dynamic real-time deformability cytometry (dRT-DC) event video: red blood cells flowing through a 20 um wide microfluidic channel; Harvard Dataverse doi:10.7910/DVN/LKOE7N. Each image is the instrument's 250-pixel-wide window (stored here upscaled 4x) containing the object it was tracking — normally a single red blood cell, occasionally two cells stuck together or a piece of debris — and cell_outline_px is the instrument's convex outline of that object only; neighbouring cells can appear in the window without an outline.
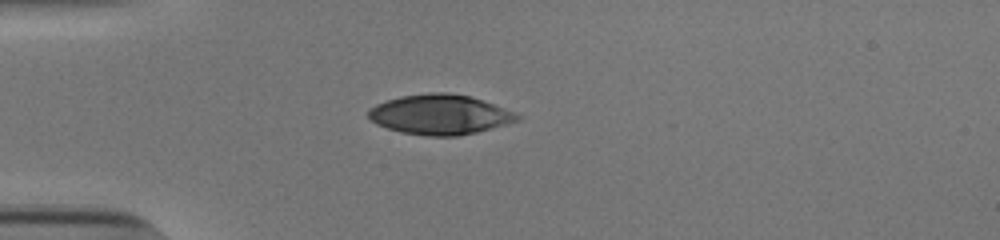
{"species": "human", "species_latin": "Homo sapiens", "temperature_condition": "cold", "stored_images_in_passage": 39, "camera_frame_rate_fps": 3000, "um_per_image_px": 0.085, "donor": {"sex": "male"}, "frame": {"image": 1, "passage_image": 1, "time_ms": 0.0, "image_size_px": [1000, 240], "cell_outline_px": [[520, 120], [492, 128], [476, 132], [456, 136], [428, 136], [400, 132], [376, 124], [368, 116], [368, 108], [376, 104], [400, 96], [432, 92], [448, 92], [472, 96], [516, 112], [520, 116]], "centroid_in_image_um": [37.4, 9.73], "position_along_channel_um": 47.6, "area_um2": 34.74}}
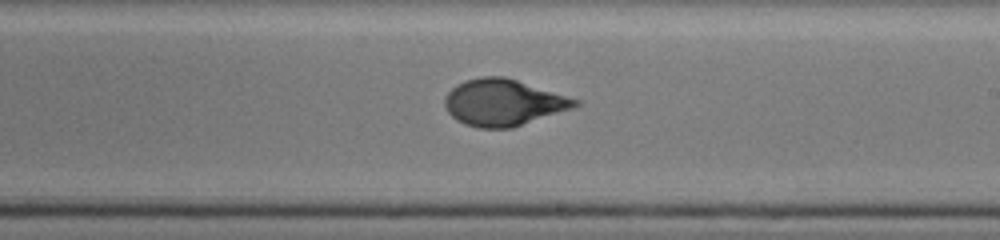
{"frame": {"image": 2, "passage_image": 18, "time_ms": 5.667, "image_size_px": [1000, 240], "cell_outline_px": [[580, 104], [572, 108], [512, 128], [476, 128], [464, 124], [456, 120], [448, 112], [444, 104], [444, 96], [456, 84], [464, 80], [480, 76], [504, 76], [580, 100]], "centroid_in_image_um": [42.74, 8.71], "position_along_channel_um": 246.3, "area_um2": 35.32}}
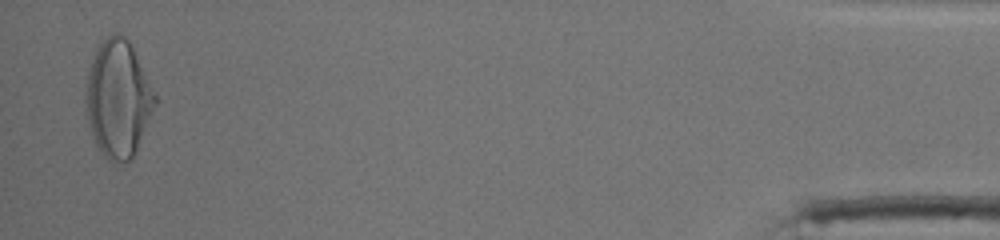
{"frame": {"image": 3, "passage_image": 38, "time_ms": 12.333, "image_size_px": [1000, 240], "cell_outline_px": [[156, 104], [132, 160], [112, 164], [104, 156], [96, 144], [84, 108], [84, 84], [96, 48], [112, 32], [116, 32], [124, 36], [128, 40], [156, 96]], "centroid_in_image_um": [10.0, 8.42], "position_along_channel_um": 425.2, "area_um2": 47.05}, "authors_computed_cell_mechanics": {"area_um2": 35.3736, "velocity_mm_per_s": 3.8753, "shape_relaxation_time_tau1_ms": 4.4137, "shape_relaxation_time_tau2_ms": null, "deformation_change_tau1": 0.2201, "deformation_change_tau2": null}}